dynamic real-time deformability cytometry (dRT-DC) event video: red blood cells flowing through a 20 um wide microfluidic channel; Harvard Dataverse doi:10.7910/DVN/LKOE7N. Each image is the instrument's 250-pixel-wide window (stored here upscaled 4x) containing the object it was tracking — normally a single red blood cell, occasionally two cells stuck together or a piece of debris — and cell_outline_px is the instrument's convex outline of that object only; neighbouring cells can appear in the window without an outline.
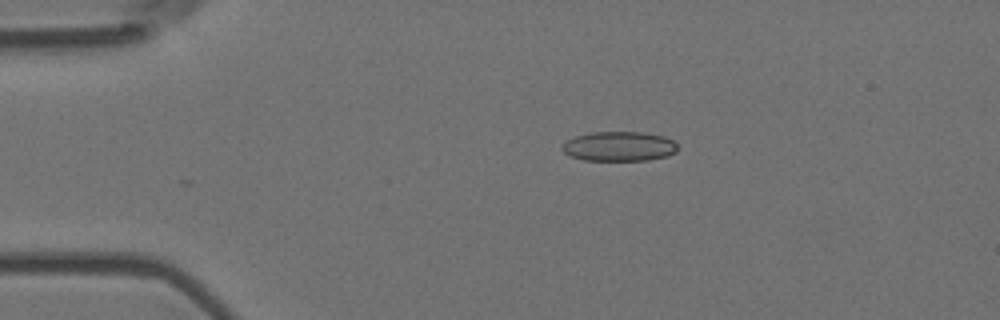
{"species": "Egyptian fruit bat (a non-hibernating species)", "species_latin": "Rousettus aegyptiacus", "temperature_condition": "room temperature", "stored_images_in_passage": 4, "camera_frame_rate_fps": 3000, "um_per_image_px": 0.085, "animal": {"sex": "female"}, "frame": {"image": 1, "passage_image": 2, "time_ms": 0.333, "image_size_px": [1000, 320], "cell_outline_px": [[676, 152], [668, 156], [648, 160], [584, 160], [568, 156], [560, 148], [568, 140], [576, 136], [592, 132], [644, 132], [664, 136], [672, 140], [676, 144]], "centroid_in_image_um": [52.62, 12.44], "position_along_channel_um": 32.4, "area_um2": 19.94}}